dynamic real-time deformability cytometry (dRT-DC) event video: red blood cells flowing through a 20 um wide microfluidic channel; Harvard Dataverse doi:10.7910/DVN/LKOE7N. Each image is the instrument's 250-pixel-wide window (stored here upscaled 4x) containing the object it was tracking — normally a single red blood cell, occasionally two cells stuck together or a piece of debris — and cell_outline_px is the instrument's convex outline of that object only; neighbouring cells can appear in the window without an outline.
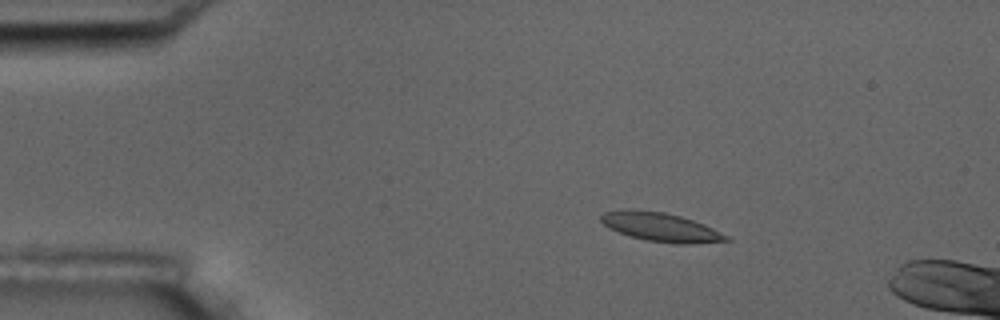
{"species": "common noctule bat (a hibernating species)", "species_latin": "Nyctalus noctula", "temperature_condition": "room temperature", "stored_images_in_passage": 4, "camera_frame_rate_fps": 3000, "um_per_image_px": 0.085, "animal": {"sex": "male", "body_mass_g": 17.5, "forearm_length_mm": 52.3}, "frame": {"image": 1, "passage_image": 2, "time_ms": 1.333, "image_size_px": [1000, 320], "cell_outline_px": [[732, 240], [688, 244], [676, 244], [648, 240], [632, 236], [620, 232], [604, 224], [600, 220], [600, 216], [604, 212], [624, 208], [632, 208], [664, 212], [680, 216], [704, 224], [728, 236]], "centroid_in_image_um": [56.15, 19.28], "position_along_channel_um": 28.8, "area_um2": 20.87}}